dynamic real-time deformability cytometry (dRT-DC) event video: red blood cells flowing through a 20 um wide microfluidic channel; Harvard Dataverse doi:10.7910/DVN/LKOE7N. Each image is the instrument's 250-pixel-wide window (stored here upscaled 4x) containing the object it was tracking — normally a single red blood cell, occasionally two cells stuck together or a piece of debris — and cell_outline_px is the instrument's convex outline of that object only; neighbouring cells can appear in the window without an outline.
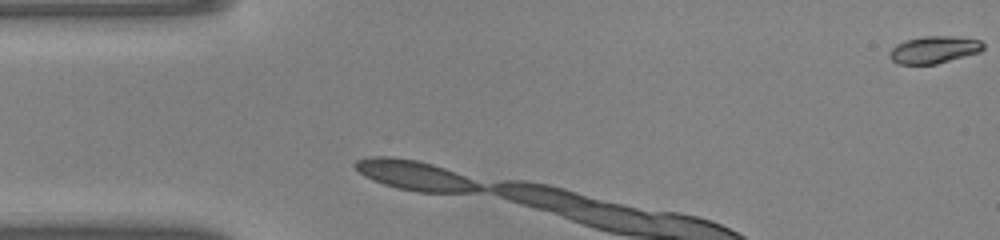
{"species": "common noctule bat (a hibernating species)", "species_latin": "Nyctalus noctula", "temperature_condition": "warm", "stored_images_in_passage": 5, "camera_frame_rate_fps": 3000, "um_per_image_px": 0.085, "animal": {"sex": "male", "body_mass_g": 20.0, "forearm_length_mm": 53.3}, "frame": {"image": 1, "passage_image": 1, "time_ms": 0.0, "image_size_px": [1000, 240], "cell_outline_px": [[984, 48], [980, 52], [936, 64], [896, 64], [888, 56], [888, 52], [896, 44], [904, 40], [924, 36], [952, 36], [980, 40], [984, 44]], "centroid_in_image_um": [79.36, 4.22], "position_along_channel_um": 5.6, "area_um2": 14.97}}
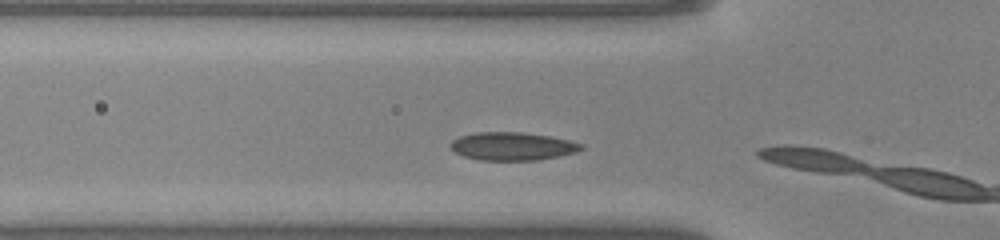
{"frame": {"image": 2, "passage_image": 4, "time_ms": 1.0, "image_size_px": [1000, 240], "cell_outline_px": [[584, 148], [576, 152], [536, 160], [480, 160], [464, 156], [456, 152], [452, 148], [452, 140], [460, 136], [476, 132], [520, 132], [552, 136], [584, 144]], "centroid_in_image_um": [43.58, 12.42], "position_along_channel_um": 82.2, "area_um2": 21.21}}